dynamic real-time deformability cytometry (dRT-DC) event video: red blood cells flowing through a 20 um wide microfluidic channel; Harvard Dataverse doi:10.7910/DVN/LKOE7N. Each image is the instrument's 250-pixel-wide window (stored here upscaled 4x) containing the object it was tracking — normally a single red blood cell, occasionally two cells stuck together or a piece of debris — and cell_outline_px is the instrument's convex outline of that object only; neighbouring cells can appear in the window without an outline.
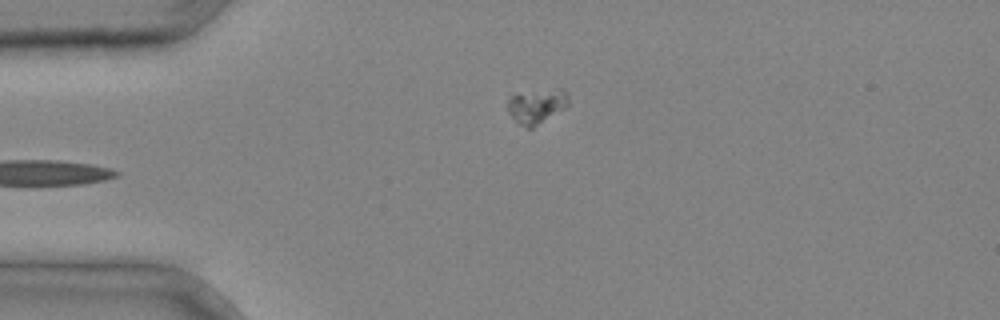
{"species": "common noctule bat (a hibernating species)", "species_latin": "Nyctalus noctula", "temperature_condition": "cold", "stored_images_in_passage": 2, "camera_frame_rate_fps": 3000, "um_per_image_px": 0.085, "animal": {"sex": "male", "body_mass_g": 20.4}, "frame": {"image": 1, "passage_image": 1, "time_ms": 0.0, "image_size_px": [1000, 320], "cell_outline_px": [[568, 104], [564, 108], [532, 128], [528, 128], [520, 124], [508, 112], [508, 96], [560, 88], [568, 92]], "centroid_in_image_um": [45.63, 9.01], "position_along_channel_um": 39.4, "area_um2": 11.79}}